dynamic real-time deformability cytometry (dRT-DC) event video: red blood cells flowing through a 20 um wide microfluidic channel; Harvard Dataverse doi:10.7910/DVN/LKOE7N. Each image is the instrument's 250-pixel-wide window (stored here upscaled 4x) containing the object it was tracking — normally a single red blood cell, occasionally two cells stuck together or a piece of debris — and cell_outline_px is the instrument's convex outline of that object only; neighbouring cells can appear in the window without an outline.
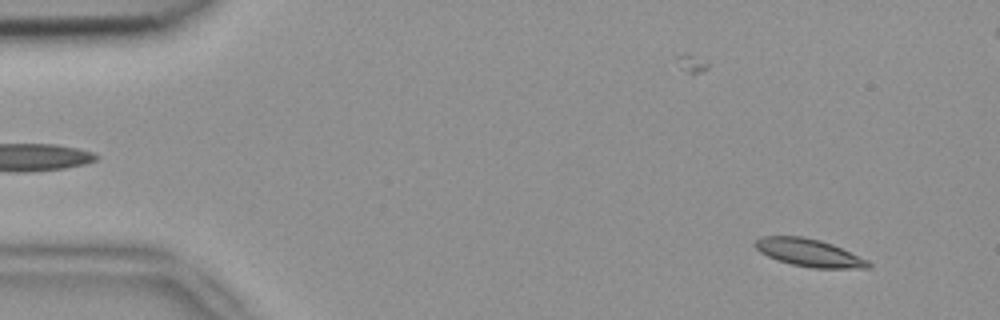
{"species": "common noctule bat (a hibernating species)", "species_latin": "Nyctalus noctula", "temperature_condition": "room temperature", "stored_images_in_passage": 53, "camera_frame_rate_fps": 3000, "um_per_image_px": 0.085, "animal": {"sex": "female", "body_mass_g": 18.4}, "frame": {"image": 1, "passage_image": 4, "time_ms": 1.0, "image_size_px": [1000, 320], "cell_outline_px": [[872, 264], [868, 268], [812, 268], [792, 264], [776, 260], [760, 252], [752, 244], [756, 240], [764, 236], [800, 236], [820, 240], [832, 244], [868, 260]], "centroid_in_image_um": [68.75, 21.48], "position_along_channel_um": 16.3, "area_um2": 18.15}}
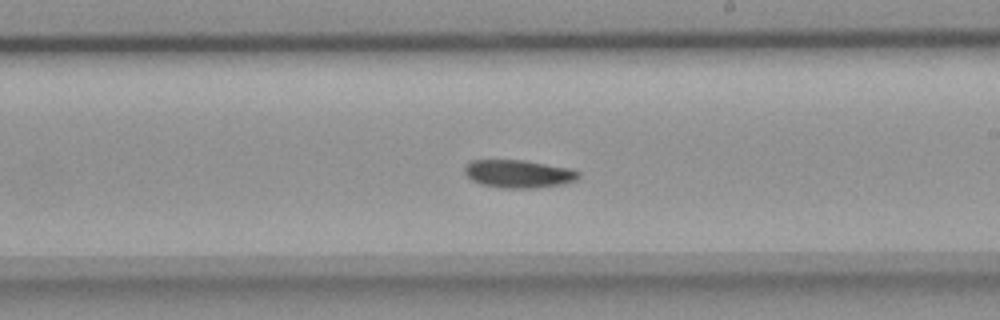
{"frame": {"image": 2, "passage_image": 30, "time_ms": 9.667, "image_size_px": [1000, 320], "cell_outline_px": [[580, 176], [576, 180], [564, 184], [536, 188], [500, 188], [480, 184], [472, 180], [464, 172], [464, 168], [472, 160], [524, 160], [572, 168], [580, 172]], "centroid_in_image_um": [44.11, 14.78], "position_along_channel_um": 244.9, "area_um2": 18.73}}
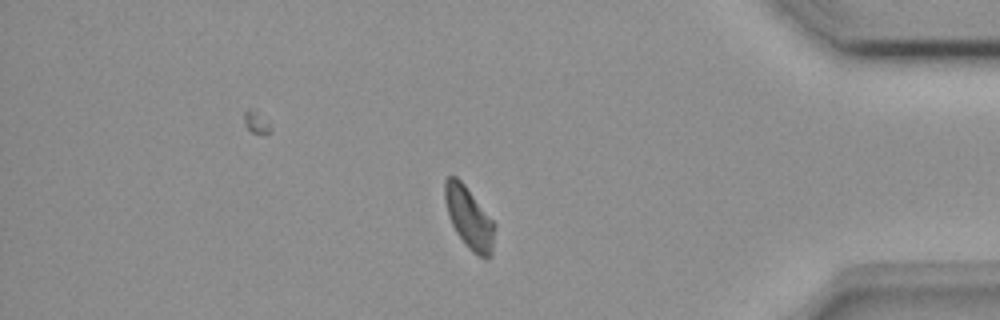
{"frame": {"image": 3, "passage_image": 44, "time_ms": 14.333, "image_size_px": [1000, 320], "cell_outline_px": [[496, 224], [492, 256], [484, 260], [468, 248], [456, 232], [448, 216], [444, 200], [444, 180], [448, 176], [456, 176], [464, 184]], "centroid_in_image_um": [39.88, 18.54], "position_along_channel_um": 395.3, "area_um2": 18.09}, "authors_computed_cell_mechanics": {"area_um2": 18.2648, "velocity_mm_per_s": 3.8633, "shape_relaxation_time_tau1_ms": 3.118, "shape_relaxation_time_tau2_ms": null, "deformation_change_tau1": 0.0965, "deformation_change_tau2": null}}